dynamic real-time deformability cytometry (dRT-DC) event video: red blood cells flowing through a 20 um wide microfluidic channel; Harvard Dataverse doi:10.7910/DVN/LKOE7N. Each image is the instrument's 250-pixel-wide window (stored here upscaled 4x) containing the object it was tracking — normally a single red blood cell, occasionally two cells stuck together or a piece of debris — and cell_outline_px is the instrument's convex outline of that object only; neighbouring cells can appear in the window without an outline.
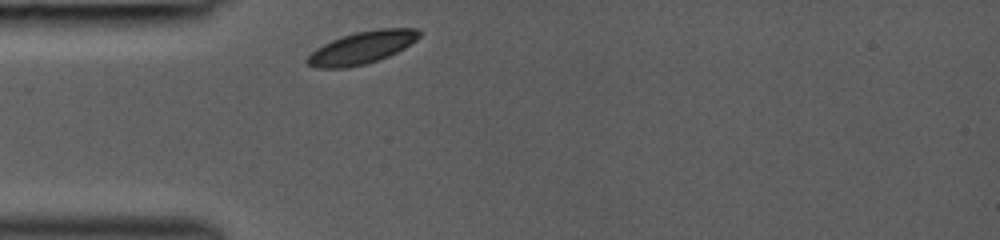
{"species": "common noctule bat (a hibernating species)", "species_latin": "Nyctalus noctula", "temperature_condition": "room temperature", "stored_images_in_passage": 4, "camera_frame_rate_fps": 3000, "um_per_image_px": 0.085, "animal": {"sex": "female", "body_mass_g": 19.0, "forearm_length_mm": 53.3}, "frame": {"image": 1, "passage_image": 1, "time_ms": 0.0, "image_size_px": [1000, 240], "cell_outline_px": [[420, 36], [416, 40], [404, 48], [388, 56], [364, 64], [344, 68], [316, 68], [308, 64], [304, 60], [316, 48], [332, 40], [356, 32], [376, 28], [416, 28], [420, 32]], "centroid_in_image_um": [30.75, 4.04], "position_along_channel_um": 54.2, "area_um2": 20.92}}